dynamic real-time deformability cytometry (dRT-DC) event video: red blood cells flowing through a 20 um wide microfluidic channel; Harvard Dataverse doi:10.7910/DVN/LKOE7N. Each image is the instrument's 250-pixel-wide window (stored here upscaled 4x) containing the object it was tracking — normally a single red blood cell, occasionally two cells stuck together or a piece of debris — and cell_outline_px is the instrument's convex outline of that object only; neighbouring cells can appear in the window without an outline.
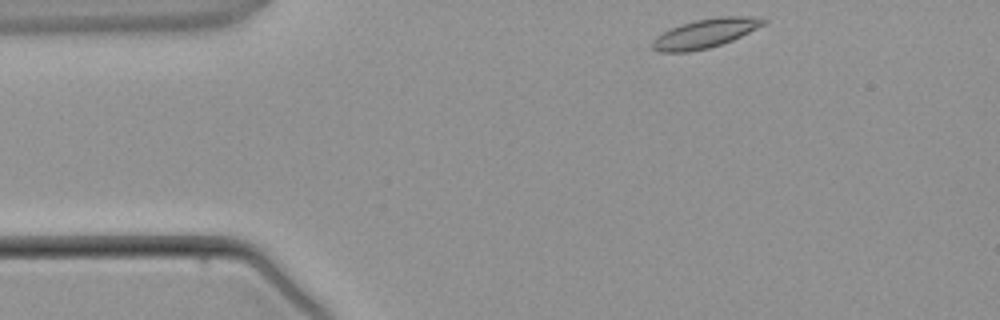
{"species": "common noctule bat (a hibernating species)", "species_latin": "Nyctalus noctula", "temperature_condition": "warm", "stored_images_in_passage": 3, "camera_frame_rate_fps": 3000, "um_per_image_px": 0.085, "animal": {"sex": "male", "body_mass_g": 21.5, "forearm_length_mm": 52.0}, "frame": {"image": 1, "passage_image": 1, "time_ms": 0.0, "image_size_px": [1000, 320], "cell_outline_px": [[768, 20], [764, 24], [732, 40], [708, 48], [688, 52], [660, 52], [652, 48], [652, 40], [656, 36], [672, 28], [696, 20], [720, 16], [752, 16]], "centroid_in_image_um": [59.93, 2.84], "position_along_channel_um": 25.1, "area_um2": 18.44}}
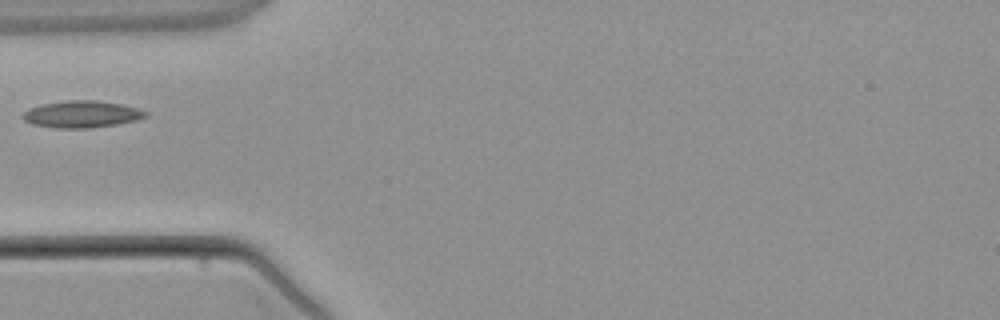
{"frame": {"image": 2, "passage_image": 3, "time_ms": 2.333, "image_size_px": [1000, 320], "cell_outline_px": [[148, 116], [136, 120], [116, 124], [88, 128], [56, 128], [32, 124], [24, 120], [20, 116], [28, 108], [44, 104], [68, 100], [96, 100], [120, 104], [136, 108], [148, 112]], "centroid_in_image_um": [6.92, 9.71], "position_along_channel_um": 78.1, "area_um2": 19.13}}